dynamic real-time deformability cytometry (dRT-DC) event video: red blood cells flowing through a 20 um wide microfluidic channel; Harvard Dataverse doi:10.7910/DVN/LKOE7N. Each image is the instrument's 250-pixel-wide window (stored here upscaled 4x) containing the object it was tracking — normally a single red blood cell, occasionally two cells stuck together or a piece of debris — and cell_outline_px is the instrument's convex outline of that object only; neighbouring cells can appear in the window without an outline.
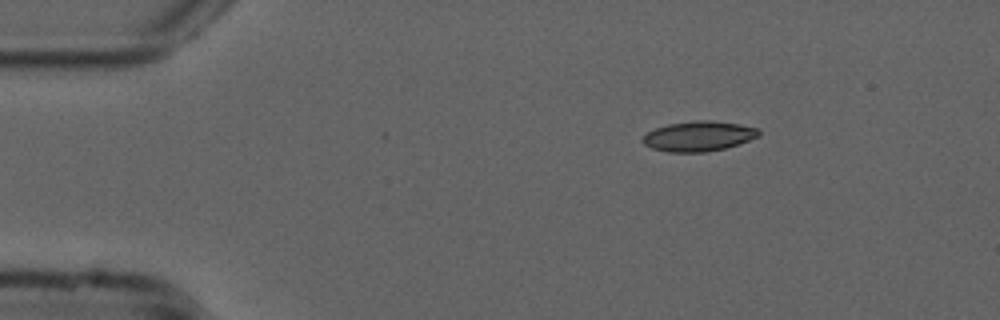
{"species": "common noctule bat (a hibernating species)", "species_latin": "Nyctalus noctula", "temperature_condition": "cold", "stored_images_in_passage": 3, "camera_frame_rate_fps": 3000, "um_per_image_px": 0.085, "animal": {"sex": "male", "forearm_length_mm": 52.5}, "frame": {"image": 1, "passage_image": 1, "time_ms": 0.0, "image_size_px": [1000, 320], "cell_outline_px": [[760, 136], [724, 148], [704, 152], [668, 152], [652, 148], [644, 144], [640, 140], [648, 132], [656, 128], [668, 124], [696, 120], [712, 120], [740, 124], [760, 128]], "centroid_in_image_um": [59.39, 11.56], "position_along_channel_um": 25.6, "area_um2": 20.29}}